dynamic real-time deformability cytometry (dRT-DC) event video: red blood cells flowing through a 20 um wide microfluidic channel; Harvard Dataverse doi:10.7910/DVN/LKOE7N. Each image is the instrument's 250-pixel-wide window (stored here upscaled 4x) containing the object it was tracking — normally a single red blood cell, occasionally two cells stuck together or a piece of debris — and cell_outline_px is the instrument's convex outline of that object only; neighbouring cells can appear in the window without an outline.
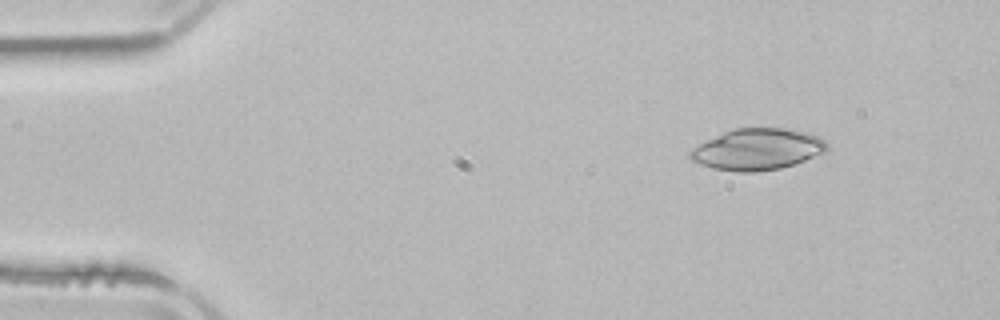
{"species": "common noctule bat (a hibernating species)", "species_latin": "Nyctalus noctula", "temperature_condition": "room temperature", "stored_images_in_passage": 3, "camera_frame_rate_fps": 3000, "um_per_image_px": 0.085, "animal": {"sex": "male", "body_mass_g": 21.5, "forearm_length_mm": 52.0}, "frame": {"image": 1, "passage_image": 3, "time_ms": 2.667, "image_size_px": [1000, 320], "cell_outline_px": [[828, 152], [780, 168], [756, 172], [736, 172], [712, 168], [688, 160], [688, 152], [692, 148], [732, 128], [788, 128], [808, 132], [820, 136], [828, 144]], "centroid_in_image_um": [64.39, 12.69], "position_along_channel_um": 20.6, "area_um2": 33.23}}